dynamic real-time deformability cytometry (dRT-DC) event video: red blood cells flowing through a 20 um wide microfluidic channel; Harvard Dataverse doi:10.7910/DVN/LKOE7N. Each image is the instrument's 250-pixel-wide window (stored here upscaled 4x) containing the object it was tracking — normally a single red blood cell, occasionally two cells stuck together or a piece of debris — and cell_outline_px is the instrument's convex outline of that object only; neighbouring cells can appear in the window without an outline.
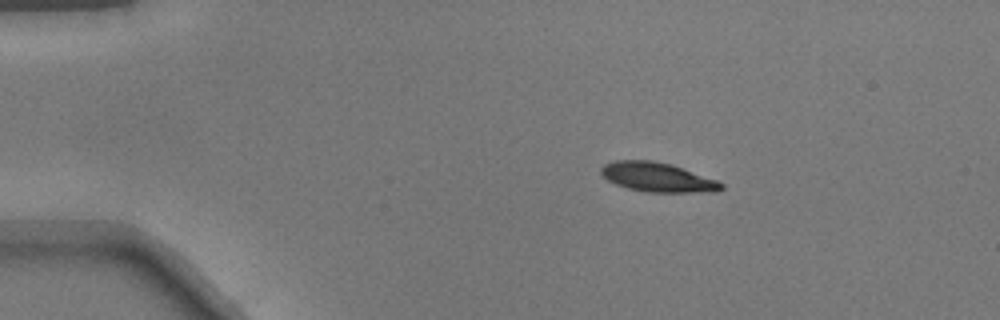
{"species": "common noctule bat (a hibernating species)", "species_latin": "Nyctalus noctula", "temperature_condition": "warm", "stored_images_in_passage": 42, "camera_frame_rate_fps": 3000, "um_per_image_px": 0.085, "animal": {"sex": "male", "body_mass_g": 17.9}, "frame": {"image": 1, "passage_image": 1, "time_ms": 0.0, "image_size_px": [1000, 320], "cell_outline_px": [[724, 188], [716, 192], [648, 192], [628, 188], [616, 184], [608, 180], [600, 172], [600, 168], [604, 164], [616, 160], [652, 160], [672, 164], [716, 180], [724, 184]], "centroid_in_image_um": [55.89, 15.06], "position_along_channel_um": 29.1, "area_um2": 20.52}}
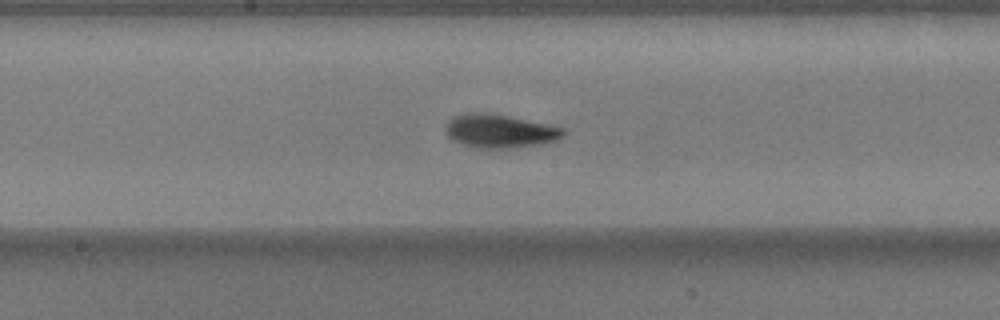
{"frame": {"image": 2, "passage_image": 19, "time_ms": 6.0, "image_size_px": [1000, 320], "cell_outline_px": [[568, 132], [564, 136], [556, 140], [540, 144], [508, 148], [472, 148], [460, 144], [452, 140], [444, 132], [444, 128], [448, 120], [452, 116], [468, 112], [480, 112], [508, 116], [564, 128]], "centroid_in_image_um": [42.42, 11.15], "position_along_channel_um": 205.8, "area_um2": 23.18}}
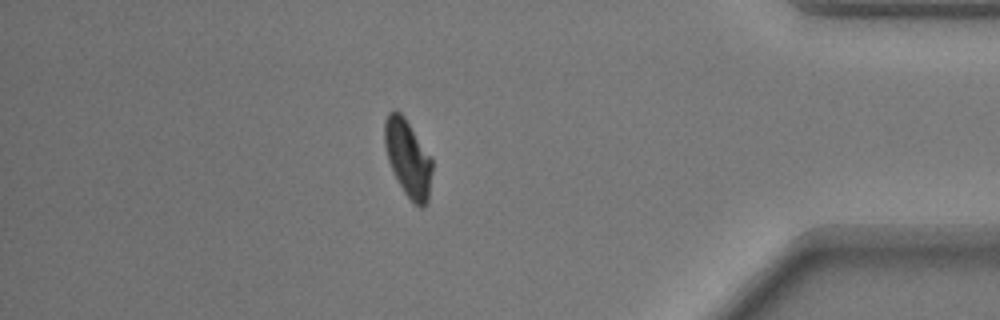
{"frame": {"image": 3, "passage_image": 36, "time_ms": 11.667, "image_size_px": [1000, 320], "cell_outline_px": [[432, 172], [428, 200], [424, 208], [420, 208], [412, 204], [404, 192], [388, 160], [384, 144], [384, 120], [388, 112], [400, 112], [404, 116], [432, 160]], "centroid_in_image_um": [34.67, 13.49], "position_along_channel_um": 400.5, "area_um2": 21.1}}